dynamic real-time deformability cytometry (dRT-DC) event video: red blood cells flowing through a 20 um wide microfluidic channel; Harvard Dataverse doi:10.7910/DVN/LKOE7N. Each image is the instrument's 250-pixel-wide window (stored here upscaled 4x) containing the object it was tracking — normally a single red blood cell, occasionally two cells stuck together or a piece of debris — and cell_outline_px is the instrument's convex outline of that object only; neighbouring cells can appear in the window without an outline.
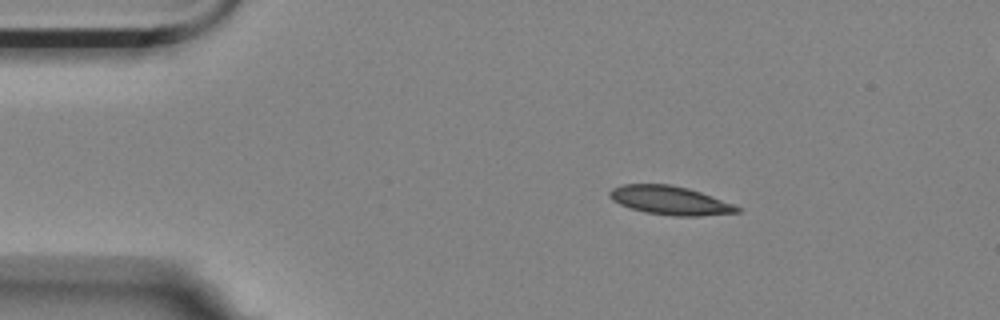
{"species": "Egyptian fruit bat (a non-hibernating species)", "species_latin": "Rousettus aegyptiacus", "temperature_condition": "room temperature", "stored_images_in_passage": 4, "segment_of_instrument_passage": [1, 2], "camera_frame_rate_fps": 3000, "um_per_image_px": 0.085, "animal": {"sex": "female"}, "frame": {"image": 1, "passage_image": 1, "time_ms": 0.0, "image_size_px": [1000, 320], "cell_outline_px": [[740, 212], [700, 216], [672, 216], [644, 212], [620, 204], [612, 200], [608, 196], [608, 192], [612, 188], [624, 184], [668, 184], [688, 188], [736, 204], [740, 208]], "centroid_in_image_um": [56.96, 17.03], "position_along_channel_um": 28.0, "area_um2": 21.39}}